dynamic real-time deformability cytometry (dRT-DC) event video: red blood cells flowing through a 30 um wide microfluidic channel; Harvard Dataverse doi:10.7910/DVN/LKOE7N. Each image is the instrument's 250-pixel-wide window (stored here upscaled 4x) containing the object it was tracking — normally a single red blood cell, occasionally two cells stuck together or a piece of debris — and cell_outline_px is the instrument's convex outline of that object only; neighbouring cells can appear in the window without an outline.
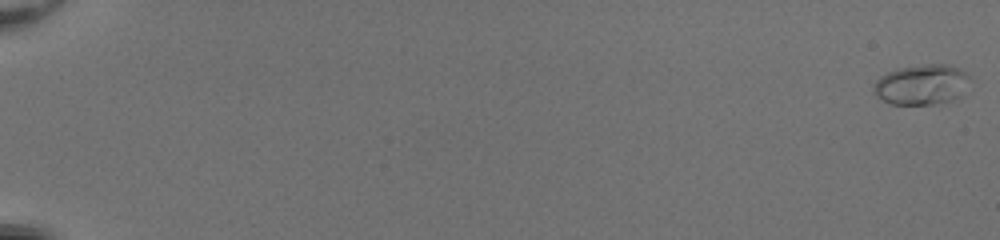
{"species": "common noctule bat (a hibernating species)", "species_latin": "Nyctalus noctula", "temperature_condition": "room temperature", "stored_images_in_passage": 54, "camera_frame_rate_fps": 3000, "um_per_image_px": 0.085, "animal": {"sex": "female", "body_mass_g": 20.0, "forearm_length_mm": 54.0}, "frame": {"image": 1, "passage_image": 1, "time_ms": 0.0, "image_size_px": [1000, 240], "cell_outline_px": [[972, 76], [956, 96], [952, 100], [932, 104], [892, 104], [876, 96], [872, 92], [872, 88], [876, 80], [880, 76], [896, 68], [924, 64], [944, 64], [960, 68]], "centroid_in_image_um": [78.28, 7.16], "position_along_channel_um": 6.7, "area_um2": 22.37}}
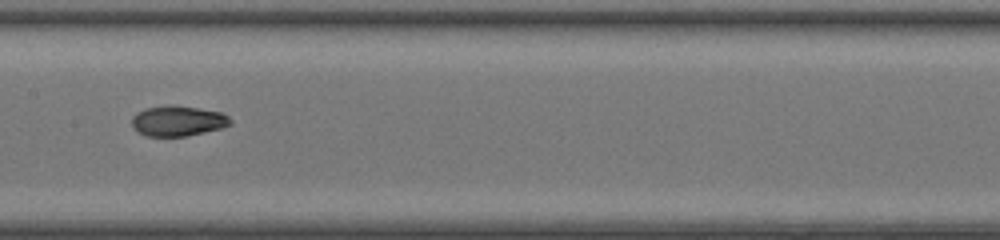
{"frame": {"image": 2, "passage_image": 31, "time_ms": 10.0, "image_size_px": [1000, 240], "cell_outline_px": [[232, 124], [224, 128], [188, 136], [148, 136], [136, 132], [132, 128], [132, 116], [136, 112], [144, 108], [168, 104], [172, 104], [220, 112], [228, 116], [232, 120]], "centroid_in_image_um": [15.1, 10.28], "position_along_channel_um": 192.3, "area_um2": 17.8}}
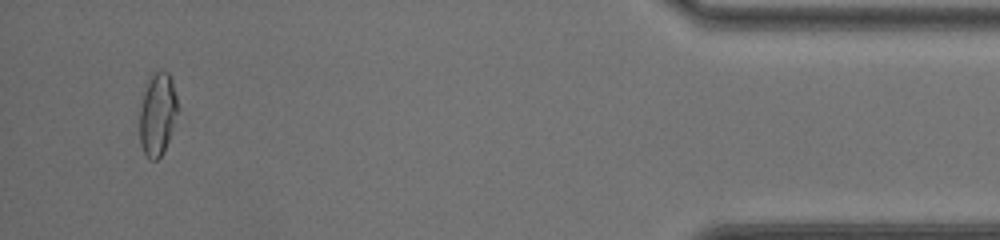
{"frame": {"image": 3, "passage_image": 52, "time_ms": 17.0, "image_size_px": [1000, 240], "cell_outline_px": [[180, 108], [164, 152], [156, 160], [148, 160], [140, 144], [140, 108], [144, 84], [148, 76], [152, 72], [168, 72], [172, 80]], "centroid_in_image_um": [13.39, 9.68], "position_along_channel_um": 421.8, "area_um2": 18.9}, "authors_computed_cell_mechanics": {"area_um2": 17.7735, "velocity_mm_per_s": 4.136, "shape_relaxation_time_tau1_ms": null, "shape_relaxation_time_tau2_ms": 0.9988, "deformation_change_tau1": null, "deformation_change_tau2": 0.0465}}